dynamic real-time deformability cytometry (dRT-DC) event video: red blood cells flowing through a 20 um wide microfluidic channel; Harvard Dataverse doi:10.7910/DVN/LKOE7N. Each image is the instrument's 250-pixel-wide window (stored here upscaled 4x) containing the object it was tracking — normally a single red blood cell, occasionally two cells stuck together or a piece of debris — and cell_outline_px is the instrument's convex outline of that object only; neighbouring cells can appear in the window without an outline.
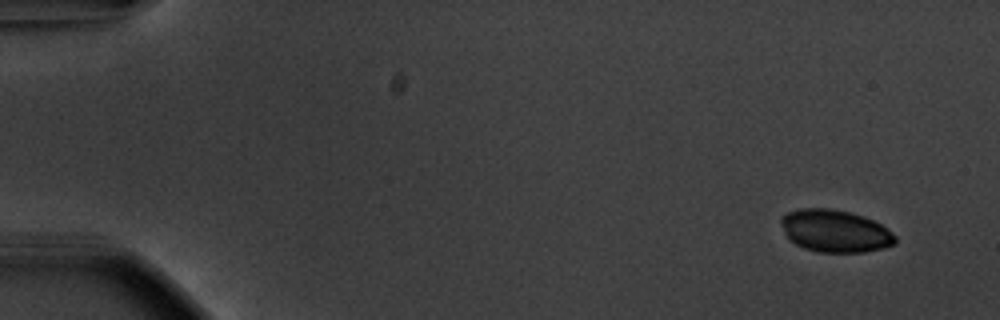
{"species": "common noctule bat (a hibernating species)", "species_latin": "Nyctalus noctula", "temperature_condition": "warm", "stored_images_in_passage": 52, "camera_frame_rate_fps": 3000, "um_per_image_px": 0.085, "animal": {"sex": "male", "body_mass_g": 20.1, "forearm_length_mm": 53.5}, "frame": {"image": 1, "passage_image": 1, "time_ms": 0.0, "image_size_px": [1000, 320], "cell_outline_px": [[896, 244], [884, 248], [864, 252], [820, 252], [804, 248], [788, 240], [784, 232], [780, 220], [780, 216], [788, 212], [800, 208], [828, 208], [848, 212], [864, 216], [880, 224], [892, 232], [896, 236]], "centroid_in_image_um": [70.97, 19.64], "position_along_channel_um": 14.0, "area_um2": 28.32}}
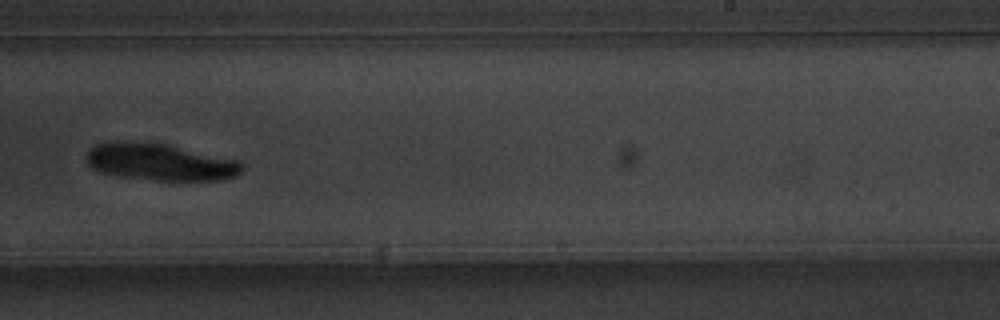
{"frame": {"image": 2, "passage_image": 33, "time_ms": 10.667, "image_size_px": [1000, 320], "cell_outline_px": [[244, 168], [236, 176], [220, 180], [156, 180], [116, 176], [100, 172], [92, 168], [84, 160], [84, 156], [96, 144], [108, 140], [120, 140], [168, 144], [240, 160], [244, 164]], "centroid_in_image_um": [13.58, 13.76], "position_along_channel_um": 275.4, "area_um2": 34.16}}
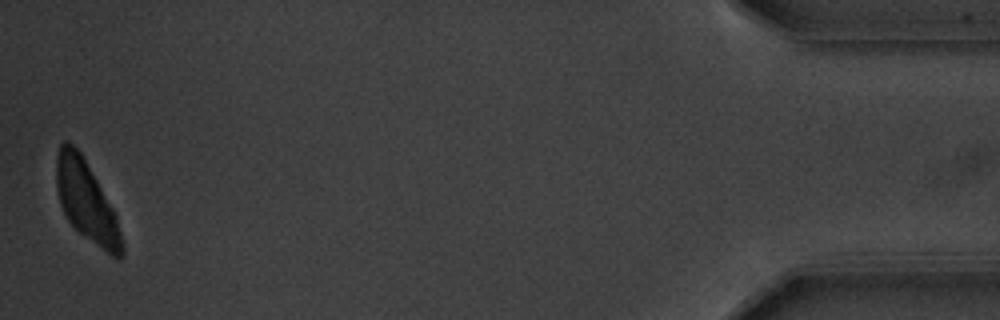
{"frame": {"image": 3, "passage_image": 52, "time_ms": 17.0, "image_size_px": [1000, 320], "cell_outline_px": [[124, 252], [116, 260], [84, 236], [68, 220], [60, 204], [56, 188], [56, 156], [60, 144], [64, 140], [68, 140], [80, 152], [112, 208], [116, 216], [124, 244]], "centroid_in_image_um": [7.33, 17.12], "position_along_channel_um": 427.9, "area_um2": 30.23}}